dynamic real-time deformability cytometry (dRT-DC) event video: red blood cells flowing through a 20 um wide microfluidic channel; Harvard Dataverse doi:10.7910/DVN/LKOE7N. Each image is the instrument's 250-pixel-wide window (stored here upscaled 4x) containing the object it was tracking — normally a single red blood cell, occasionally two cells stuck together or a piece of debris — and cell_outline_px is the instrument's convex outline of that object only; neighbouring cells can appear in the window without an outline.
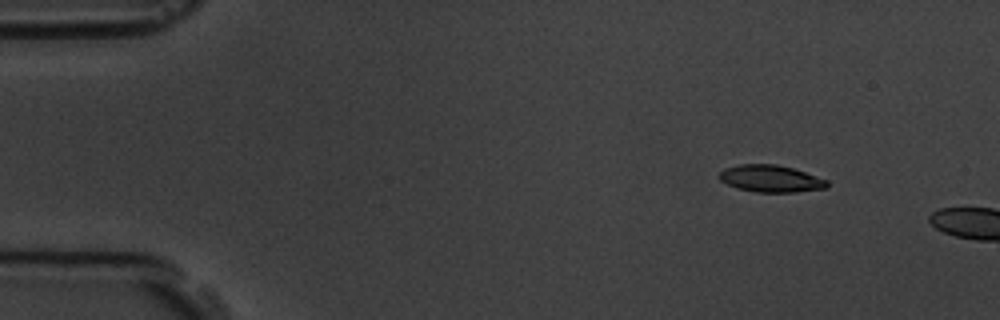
{"species": "common noctule bat (a hibernating species)", "species_latin": "Nyctalus noctula", "temperature_condition": "room temperature", "stored_images_in_passage": 3, "camera_frame_rate_fps": 3000, "um_per_image_px": 0.085, "animal": {"sex": "male", "body_mass_g": 19.5, "forearm_length_mm": 54.6}, "frame": {"image": 1, "passage_image": 3, "time_ms": 3.0, "image_size_px": [1000, 320], "cell_outline_px": [[828, 188], [796, 192], [756, 192], [736, 188], [720, 180], [720, 172], [724, 168], [740, 164], [776, 164], [792, 168], [828, 180]], "centroid_in_image_um": [65.52, 15.19], "position_along_channel_um": 19.5, "area_um2": 16.94}}